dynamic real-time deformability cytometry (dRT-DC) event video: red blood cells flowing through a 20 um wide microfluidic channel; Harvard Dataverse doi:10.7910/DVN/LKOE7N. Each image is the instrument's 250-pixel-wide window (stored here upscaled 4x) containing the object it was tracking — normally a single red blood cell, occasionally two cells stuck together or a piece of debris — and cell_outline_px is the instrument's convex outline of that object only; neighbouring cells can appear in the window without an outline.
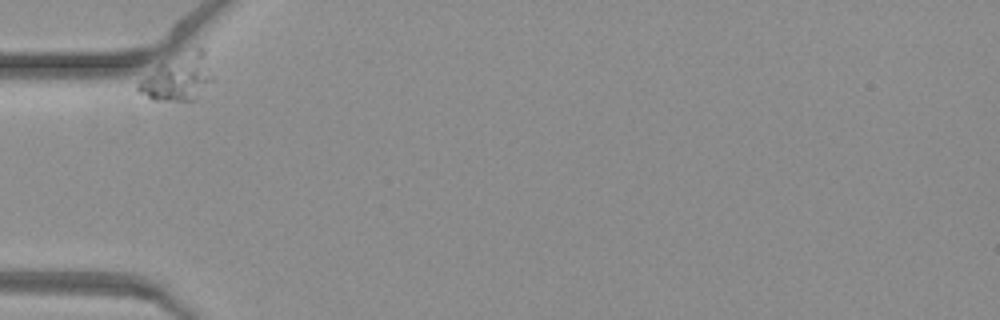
{"species": "common noctule bat (a hibernating species)", "species_latin": "Nyctalus noctula", "temperature_condition": "warm", "stored_images_in_passage": 32, "camera_frame_rate_fps": 3000, "um_per_image_px": 0.085, "animal": {"sex": "female", "body_mass_g": 19.3, "forearm_length_mm": 54.1}, "frame": {"image": 1, "passage_image": 1, "time_ms": 0.0, "image_size_px": [1000, 320], "cell_outline_px": [[216, 76], [196, 100], [152, 100], [136, 92], [136, 84], [160, 60], [196, 44], [200, 44], [204, 48]], "centroid_in_image_um": [15.17, 6.49], "position_along_channel_um": 69.8, "area_um2": 21.62}}
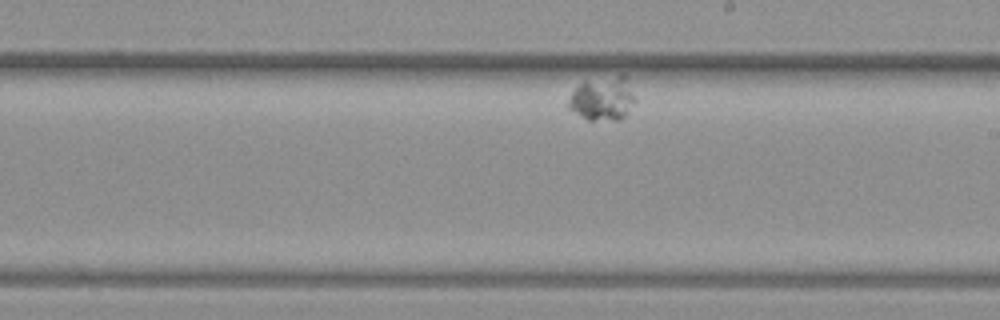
{"frame": {"image": 2, "passage_image": 19, "time_ms": 6.0, "image_size_px": [1000, 320], "cell_outline_px": [[636, 100], [628, 112], [620, 120], [588, 120], [568, 108], [568, 100], [572, 92], [584, 80], [620, 72], [624, 72]], "centroid_in_image_um": [51.25, 8.32], "position_along_channel_um": 237.8, "area_um2": 17.51}}
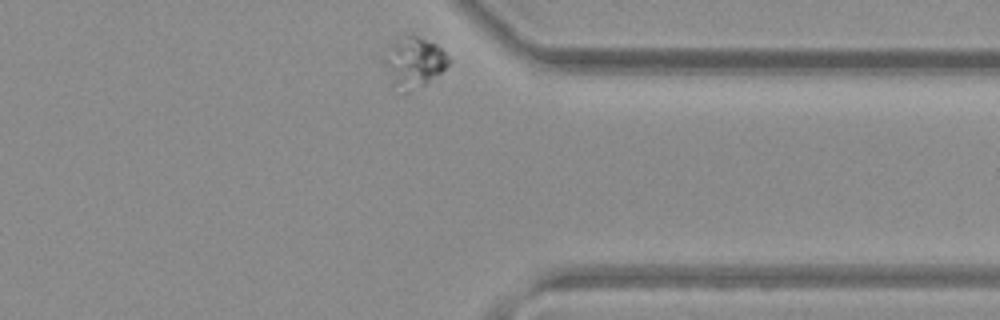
{"frame": {"image": 3, "passage_image": 32, "time_ms": 10.333, "image_size_px": [1000, 320], "cell_outline_px": [[452, 60], [440, 72], [424, 84], [404, 92], [392, 88], [384, 60], [384, 56], [392, 44], [396, 40], [408, 36], [416, 36], [436, 44]], "centroid_in_image_um": [35.17, 5.31], "position_along_channel_um": 376.2, "area_um2": 18.26}}